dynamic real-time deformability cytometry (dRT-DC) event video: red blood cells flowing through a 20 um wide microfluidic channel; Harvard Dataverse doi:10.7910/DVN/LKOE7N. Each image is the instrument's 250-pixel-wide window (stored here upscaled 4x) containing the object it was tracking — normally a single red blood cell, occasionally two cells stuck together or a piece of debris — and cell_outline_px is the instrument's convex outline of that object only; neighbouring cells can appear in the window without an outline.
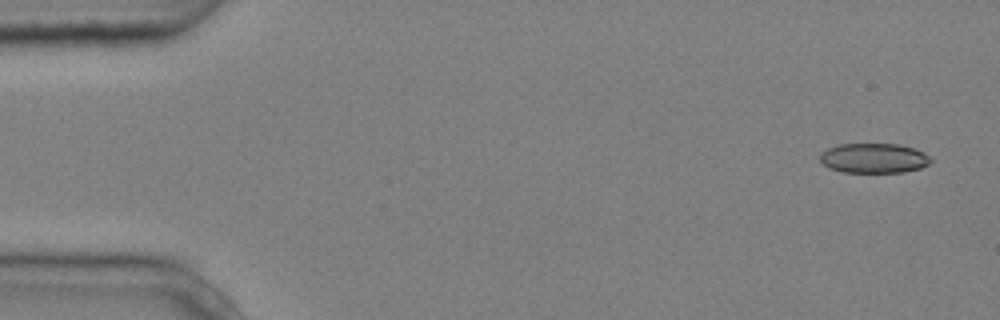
{"species": "common noctule bat (a hibernating species)", "species_latin": "Nyctalus noctula", "temperature_condition": "cold", "stored_images_in_passage": 5, "camera_frame_rate_fps": 3000, "um_per_image_px": 0.085, "animal": {"sex": "male", "body_mass_g": 20.4}, "frame": {"image": 1, "passage_image": 1, "time_ms": 0.0, "image_size_px": [1000, 320], "cell_outline_px": [[932, 160], [928, 164], [920, 168], [904, 172], [844, 172], [828, 168], [820, 160], [820, 152], [828, 148], [840, 144], [896, 144], [912, 148], [924, 152]], "centroid_in_image_um": [74.25, 13.44], "position_along_channel_um": 10.7, "area_um2": 19.13}}
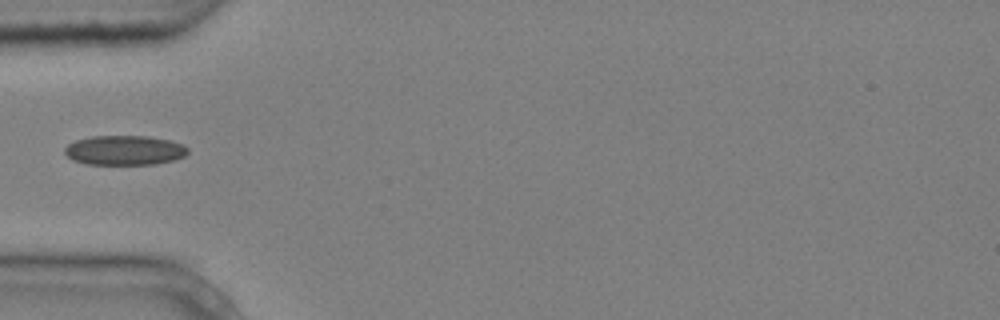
{"frame": {"image": 2, "passage_image": 5, "time_ms": 1.333, "image_size_px": [1000, 320], "cell_outline_px": [[188, 152], [184, 156], [172, 160], [156, 164], [84, 164], [72, 160], [64, 152], [64, 148], [68, 144], [76, 140], [92, 136], [148, 136], [168, 140], [184, 144], [188, 148]], "centroid_in_image_um": [10.57, 12.77], "position_along_channel_um": 74.4, "area_um2": 21.27}}